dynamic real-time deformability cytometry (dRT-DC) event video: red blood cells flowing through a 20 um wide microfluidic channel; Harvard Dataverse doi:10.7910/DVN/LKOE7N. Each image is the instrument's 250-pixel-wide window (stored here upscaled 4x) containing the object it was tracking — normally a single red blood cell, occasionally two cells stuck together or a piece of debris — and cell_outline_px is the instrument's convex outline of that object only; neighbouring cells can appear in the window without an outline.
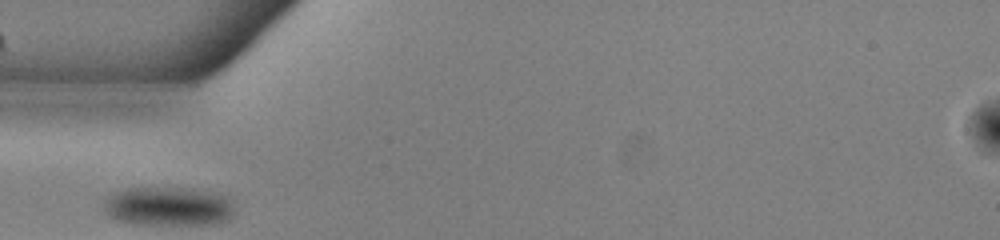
{"species": "common noctule bat (a hibernating species)", "species_latin": "Nyctalus noctula", "temperature_condition": "warm", "stored_images_in_passage": 25, "camera_frame_rate_fps": 3000, "um_per_image_px": 0.085, "animal": {"sex": "male", "body_mass_g": 13.0, "forearm_length_mm": 53.1}, "frame": {"image": 1, "passage_image": 1, "time_ms": 0.0, "image_size_px": [1000, 240], "cell_outline_px": [[236, 212], [228, 220], [220, 224], [128, 224], [116, 220], [108, 216], [104, 212], [104, 204], [108, 196], [116, 192], [128, 188], [192, 188], [224, 196], [232, 200]], "centroid_in_image_um": [14.33, 17.56], "position_along_channel_um": 70.7, "area_um2": 30.06}}
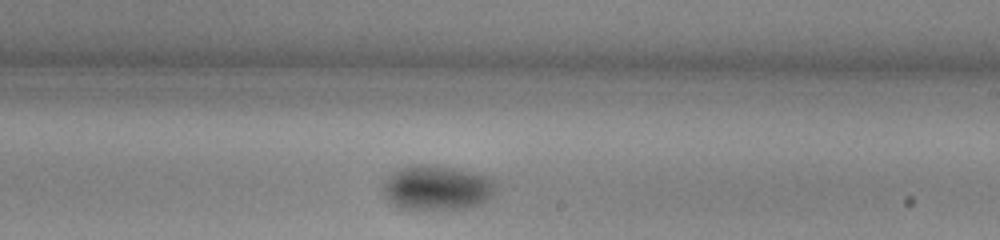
{"frame": {"image": 2, "passage_image": 15, "time_ms": 4.667, "image_size_px": [1000, 240], "cell_outline_px": [[496, 184], [492, 192], [480, 204], [464, 208], [408, 208], [396, 204], [388, 200], [384, 192], [384, 180], [396, 168], [408, 164], [436, 164], [488, 176]], "centroid_in_image_um": [37.09, 15.9], "position_along_channel_um": 251.9, "area_um2": 28.84}}
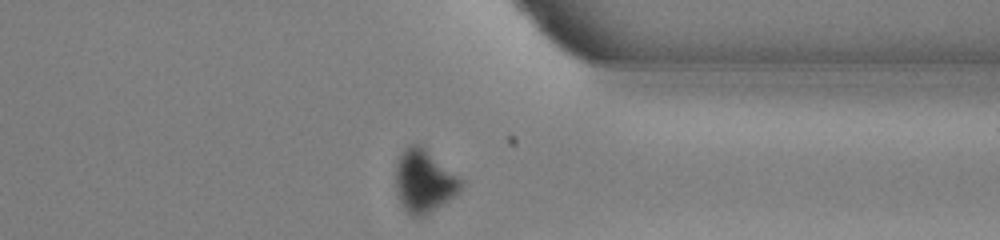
{"frame": {"image": 3, "passage_image": 25, "time_ms": 8.0, "image_size_px": [1000, 240], "cell_outline_px": [[460, 188], [448, 200], [424, 216], [412, 216], [400, 204], [396, 196], [396, 160], [404, 148], [408, 144], [420, 144], [456, 176], [460, 180]], "centroid_in_image_um": [35.94, 15.39], "position_along_channel_um": 375.5, "area_um2": 23.24}}